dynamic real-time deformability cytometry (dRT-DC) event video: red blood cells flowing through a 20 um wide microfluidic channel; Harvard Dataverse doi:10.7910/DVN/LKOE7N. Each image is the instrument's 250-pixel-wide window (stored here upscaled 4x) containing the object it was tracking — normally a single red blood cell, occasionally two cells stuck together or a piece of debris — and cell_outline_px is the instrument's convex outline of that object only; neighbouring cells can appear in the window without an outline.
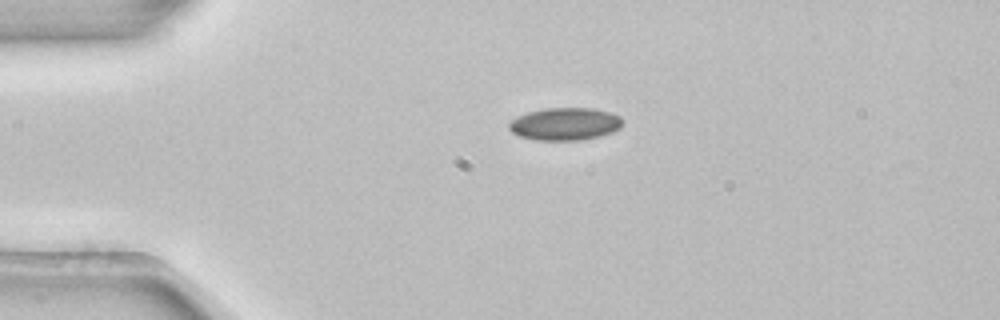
{"species": "common noctule bat (a hibernating species)", "species_latin": "Nyctalus noctula", "temperature_condition": "room temperature", "stored_images_in_passage": 38, "camera_frame_rate_fps": 3000, "um_per_image_px": 0.085, "animal": {"sex": "female", "body_mass_g": 22.7, "forearm_length_mm": 54.2}, "frame": {"image": 1, "passage_image": 1, "time_ms": 0.0, "image_size_px": [1000, 320], "cell_outline_px": [[624, 124], [620, 128], [612, 132], [600, 136], [580, 140], [536, 140], [520, 136], [512, 132], [508, 128], [508, 124], [516, 116], [528, 112], [544, 108], [592, 108], [612, 112], [620, 116], [624, 120]], "centroid_in_image_um": [48.05, 10.53], "position_along_channel_um": 36.9, "area_um2": 21.79}}
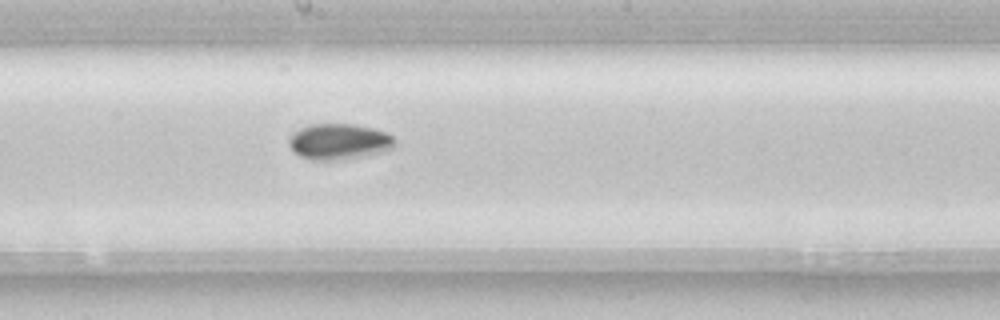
{"frame": {"image": 2, "passage_image": 18, "time_ms": 5.667, "image_size_px": [1000, 320], "cell_outline_px": [[396, 144], [392, 148], [360, 156], [340, 160], [312, 160], [300, 156], [288, 144], [288, 136], [292, 132], [300, 128], [312, 124], [352, 124], [372, 128], [384, 132], [392, 136], [396, 140]], "centroid_in_image_um": [28.76, 12.02], "position_along_channel_um": 219.4, "area_um2": 21.91}}
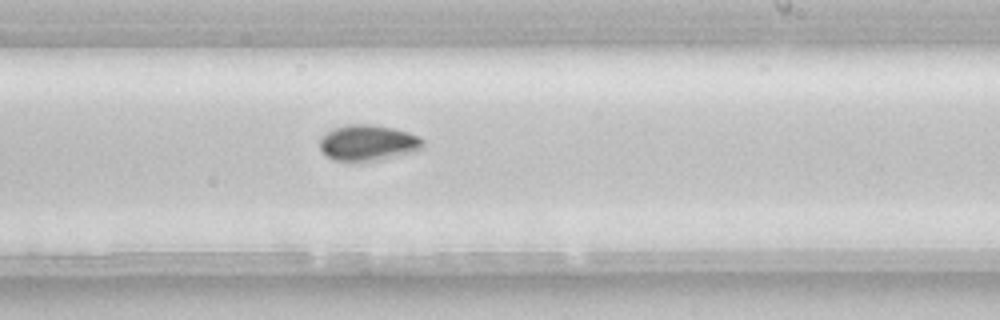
{"frame": {"image": 3, "passage_image": 21, "time_ms": 6.667, "image_size_px": [1000, 320], "cell_outline_px": [[424, 148], [412, 152], [380, 160], [336, 160], [328, 156], [320, 148], [320, 140], [332, 128], [348, 124], [372, 124], [392, 128], [408, 132], [420, 136], [424, 140]], "centroid_in_image_um": [31.33, 12.12], "position_along_channel_um": 257.7, "area_um2": 21.33}}